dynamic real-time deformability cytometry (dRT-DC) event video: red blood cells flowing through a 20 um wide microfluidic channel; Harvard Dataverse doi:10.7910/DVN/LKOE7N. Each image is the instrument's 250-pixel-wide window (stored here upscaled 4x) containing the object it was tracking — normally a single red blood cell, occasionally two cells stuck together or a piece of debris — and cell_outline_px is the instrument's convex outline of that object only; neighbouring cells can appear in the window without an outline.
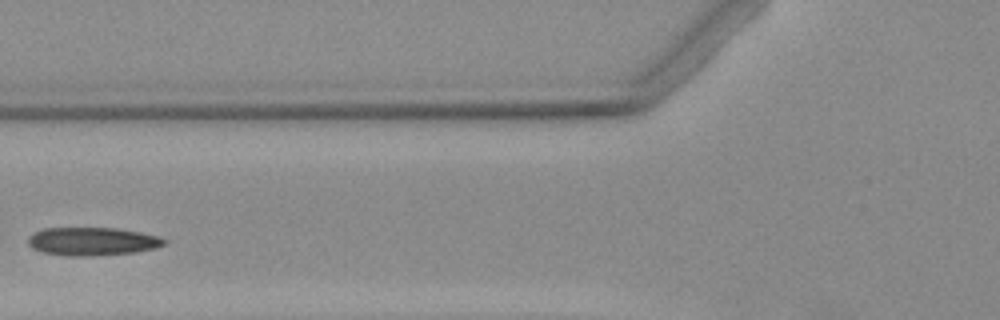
{"species": "Egyptian fruit bat (a non-hibernating species)", "species_latin": "Rousettus aegyptiacus", "temperature_condition": "warm", "stored_images_in_passage": 4, "camera_frame_rate_fps": 3000, "um_per_image_px": 0.085, "animal": {"sex": "female"}, "frame": {"image": 1, "passage_image": 3, "time_ms": 2.667, "image_size_px": [1000, 320], "cell_outline_px": [[168, 240], [164, 244], [156, 248], [132, 252], [88, 256], [68, 256], [44, 252], [32, 248], [28, 244], [28, 236], [44, 228], [116, 228], [140, 232], [160, 236]], "centroid_in_image_um": [7.86, 20.51], "position_along_channel_um": 117.9, "area_um2": 22.25}}
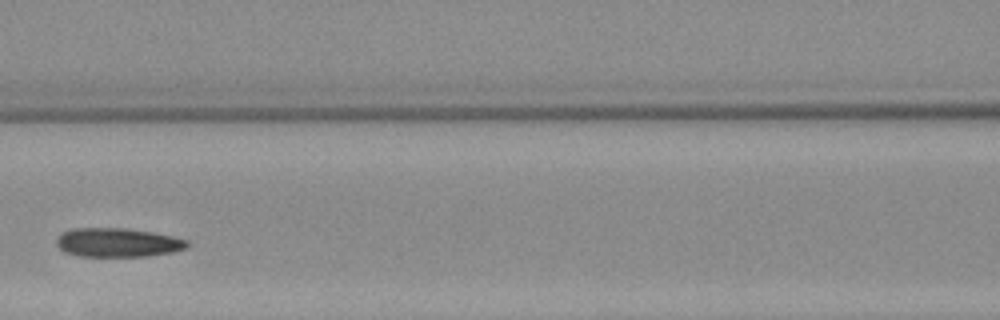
{"frame": {"image": 2, "passage_image": 4, "time_ms": 3.667, "image_size_px": [1000, 320], "cell_outline_px": [[188, 244], [184, 248], [172, 252], [148, 256], [80, 256], [64, 252], [56, 244], [56, 240], [64, 232], [72, 228], [124, 228], [152, 232], [172, 236], [188, 240]], "centroid_in_image_um": [9.99, 20.61], "position_along_channel_um": 156.6, "area_um2": 21.85}}